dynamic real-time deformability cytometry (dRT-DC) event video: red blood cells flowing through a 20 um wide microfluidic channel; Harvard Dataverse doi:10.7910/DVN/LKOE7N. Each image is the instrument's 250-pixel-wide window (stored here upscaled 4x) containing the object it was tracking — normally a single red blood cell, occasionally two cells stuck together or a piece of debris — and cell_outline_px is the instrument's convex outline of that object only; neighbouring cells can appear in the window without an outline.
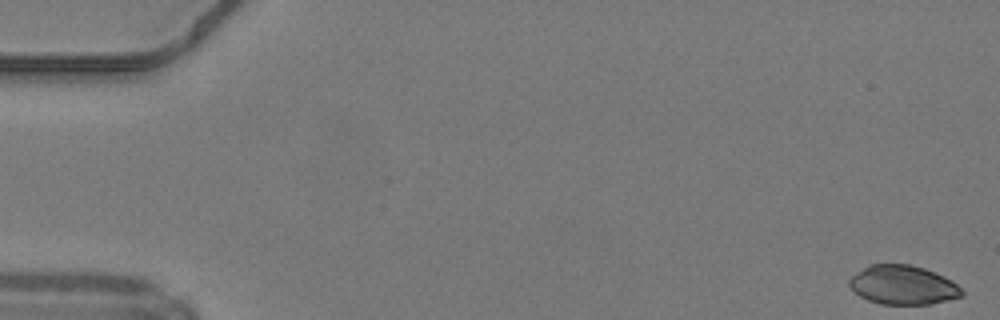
{"species": "common noctule bat (a hibernating species)", "species_latin": "Nyctalus noctula", "temperature_condition": "warm", "stored_images_in_passage": 49, "camera_frame_rate_fps": 3000, "um_per_image_px": 0.085, "animal": {"sex": "male", "body_mass_g": 19.2, "forearm_length_mm": 51.8}, "frame": {"image": 1, "passage_image": 1, "time_ms": 0.0, "image_size_px": [1000, 320], "cell_outline_px": [[964, 296], [932, 304], [880, 304], [868, 300], [860, 296], [848, 284], [848, 280], [856, 272], [868, 264], [908, 264], [924, 268], [936, 272], [952, 280], [964, 292]], "centroid_in_image_um": [76.76, 24.22], "position_along_channel_um": 8.2, "area_um2": 25.78}}
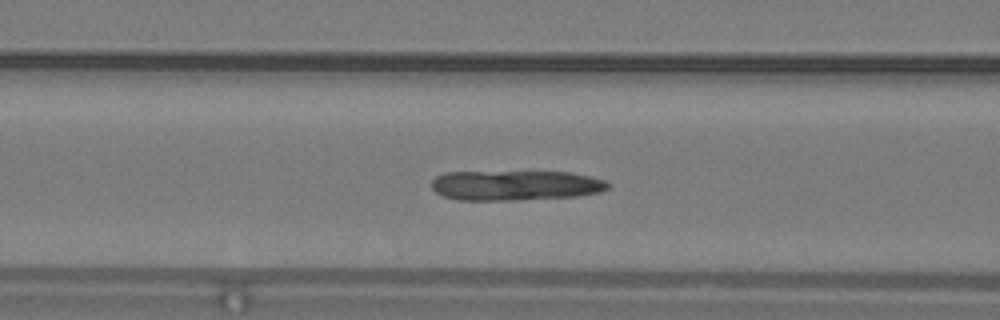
{"frame": {"image": 2, "passage_image": 20, "time_ms": 6.333, "image_size_px": [1000, 320], "cell_outline_px": [[612, 184], [608, 188], [600, 192], [576, 196], [516, 200], [456, 200], [444, 196], [436, 192], [432, 188], [432, 180], [436, 176], [444, 172], [572, 172], [604, 180]], "centroid_in_image_um": [43.8, 15.76], "position_along_channel_um": 122.8, "area_um2": 30.92}}
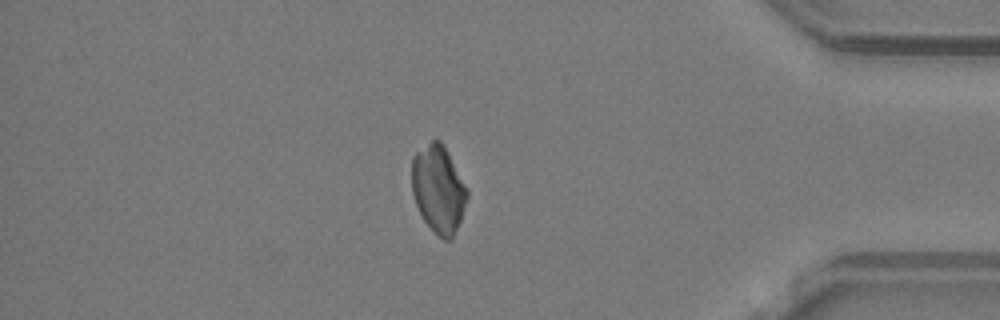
{"frame": {"image": 3, "passage_image": 42, "time_ms": 13.667, "image_size_px": [1000, 320], "cell_outline_px": [[468, 196], [460, 220], [452, 240], [444, 240], [424, 220], [416, 204], [412, 192], [412, 160], [416, 152], [432, 140], [440, 140], [468, 188]], "centroid_in_image_um": [37.27, 16.07], "position_along_channel_um": 397.9, "area_um2": 27.74}, "authors_computed_cell_mechanics": {"area_um2": 29.9982, "velocity_mm_per_s": 4.2227, "shape_relaxation_time_tau1_ms": null, "shape_relaxation_time_tau2_ms": 5.6296, "deformation_change_tau1": null, "deformation_change_tau2": 0.1099}}